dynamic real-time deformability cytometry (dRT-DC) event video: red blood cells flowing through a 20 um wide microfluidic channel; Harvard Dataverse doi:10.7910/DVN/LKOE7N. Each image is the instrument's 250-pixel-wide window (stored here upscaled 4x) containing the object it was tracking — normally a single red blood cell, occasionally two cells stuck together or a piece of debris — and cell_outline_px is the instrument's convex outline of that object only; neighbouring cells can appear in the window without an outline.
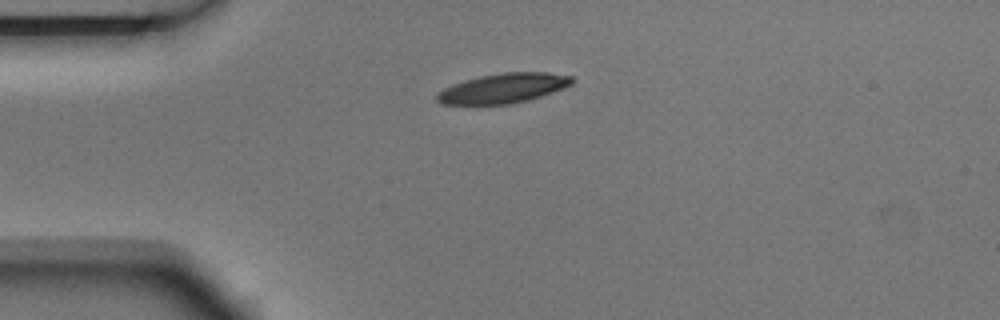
{"species": "Egyptian fruit bat (a non-hibernating species)", "species_latin": "Rousettus aegyptiacus", "temperature_condition": "room temperature", "stored_images_in_passage": 4, "camera_frame_rate_fps": 3000, "um_per_image_px": 0.085, "animal": {"sex": "male"}, "frame": {"image": 1, "passage_image": 1, "time_ms": 0.0, "image_size_px": [1000, 320], "cell_outline_px": [[576, 80], [572, 84], [552, 92], [528, 100], [512, 104], [440, 104], [436, 100], [436, 96], [444, 88], [452, 84], [464, 80], [480, 76], [504, 72], [548, 72], [572, 76]], "centroid_in_image_um": [42.79, 7.49], "position_along_channel_um": 42.2, "area_um2": 23.35}}
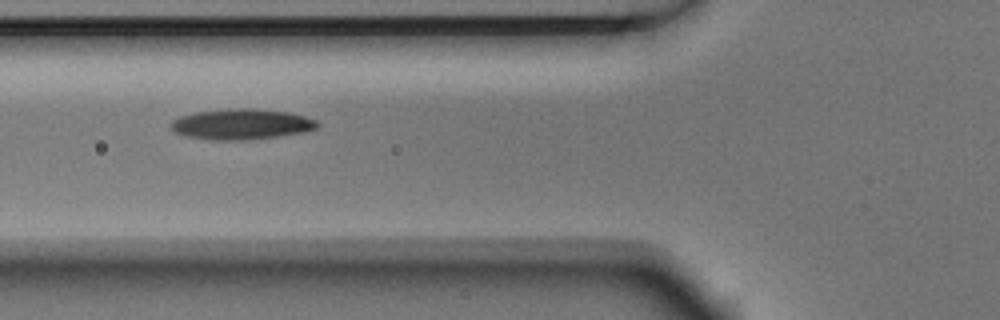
{"frame": {"image": 2, "passage_image": 3, "time_ms": 0.667, "image_size_px": [1000, 320], "cell_outline_px": [[320, 124], [316, 128], [308, 132], [248, 140], [212, 140], [188, 136], [176, 132], [168, 124], [172, 120], [180, 116], [196, 112], [228, 108], [252, 108], [288, 112], [304, 116], [316, 120]], "centroid_in_image_um": [20.54, 10.55], "position_along_channel_um": 105.3, "area_um2": 26.24}}
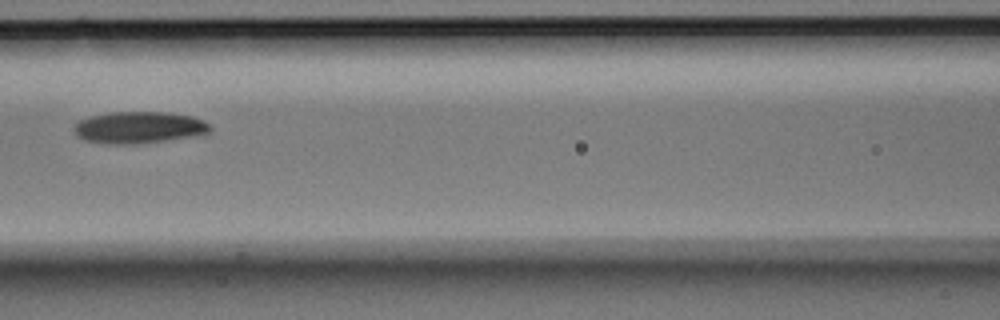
{"frame": {"image": 3, "passage_image": 4, "time_ms": 1.0, "image_size_px": [1000, 320], "cell_outline_px": [[212, 128], [208, 132], [196, 136], [164, 140], [128, 144], [84, 140], [72, 128], [80, 120], [92, 116], [112, 112], [168, 112], [192, 116], [204, 120]], "centroid_in_image_um": [11.87, 10.81], "position_along_channel_um": 154.7, "area_um2": 24.62}}